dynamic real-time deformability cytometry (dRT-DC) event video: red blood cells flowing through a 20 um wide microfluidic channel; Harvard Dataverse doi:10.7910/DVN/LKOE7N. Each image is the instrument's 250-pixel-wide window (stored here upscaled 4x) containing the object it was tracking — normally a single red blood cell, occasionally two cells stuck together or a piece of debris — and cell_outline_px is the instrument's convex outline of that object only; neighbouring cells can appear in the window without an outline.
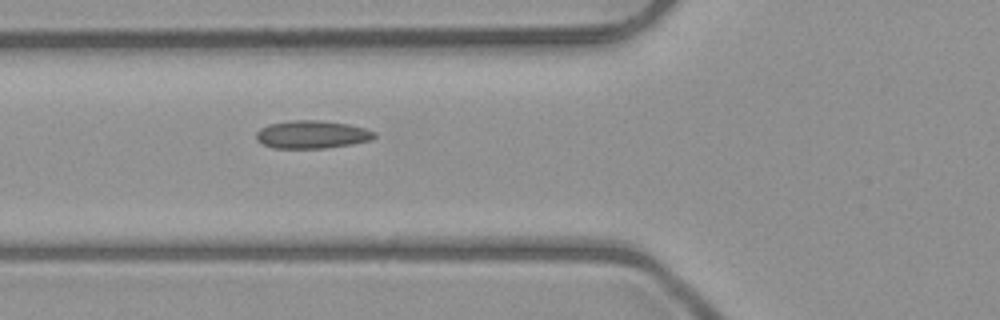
{"species": "common noctule bat (a hibernating species)", "species_latin": "Nyctalus noctula", "temperature_condition": "room temperature", "stored_images_in_passage": 8, "camera_frame_rate_fps": 3000, "um_per_image_px": 0.085, "animal": {"sex": "male", "body_mass_g": 23.1, "forearm_length_mm": 52.7}, "frame": {"image": 1, "passage_image": 8, "time_ms": 9.0, "image_size_px": [1000, 320], "cell_outline_px": [[376, 136], [372, 140], [352, 144], [324, 148], [272, 148], [260, 144], [256, 140], [256, 132], [260, 128], [268, 124], [292, 120], [316, 120], [348, 124], [364, 128], [376, 132]], "centroid_in_image_um": [26.48, 11.44], "position_along_channel_um": 99.3, "area_um2": 19.36}}